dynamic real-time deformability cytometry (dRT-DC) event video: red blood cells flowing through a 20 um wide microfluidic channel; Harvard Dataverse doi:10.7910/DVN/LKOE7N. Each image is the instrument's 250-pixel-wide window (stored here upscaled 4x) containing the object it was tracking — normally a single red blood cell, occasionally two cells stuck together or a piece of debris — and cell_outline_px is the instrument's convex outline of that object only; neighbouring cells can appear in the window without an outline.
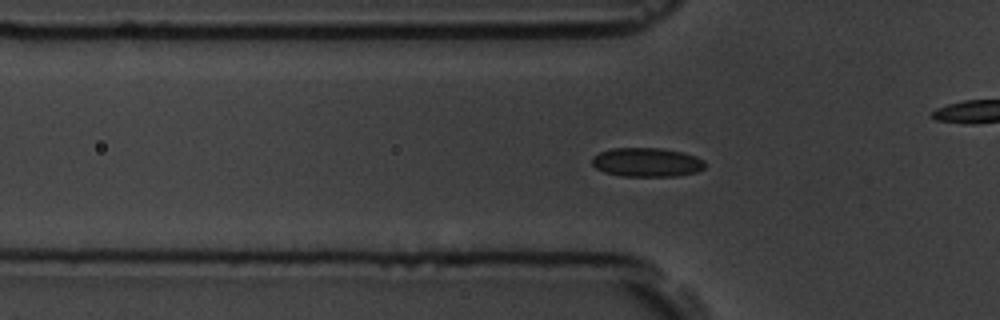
{"species": "common noctule bat (a hibernating species)", "species_latin": "Nyctalus noctula", "temperature_condition": "room temperature", "stored_images_in_passage": 54, "camera_frame_rate_fps": 3000, "um_per_image_px": 0.085, "animal": {"sex": "male", "body_mass_g": 19.5, "forearm_length_mm": 54.6}, "frame": {"image": 1, "passage_image": 14, "time_ms": 4.333, "image_size_px": [1000, 320], "cell_outline_px": [[704, 168], [696, 172], [676, 176], [620, 176], [604, 172], [596, 168], [592, 164], [592, 156], [600, 152], [612, 148], [660, 148], [684, 152], [696, 156], [704, 160]], "centroid_in_image_um": [54.97, 13.79], "position_along_channel_um": 70.8, "area_um2": 19.19}}
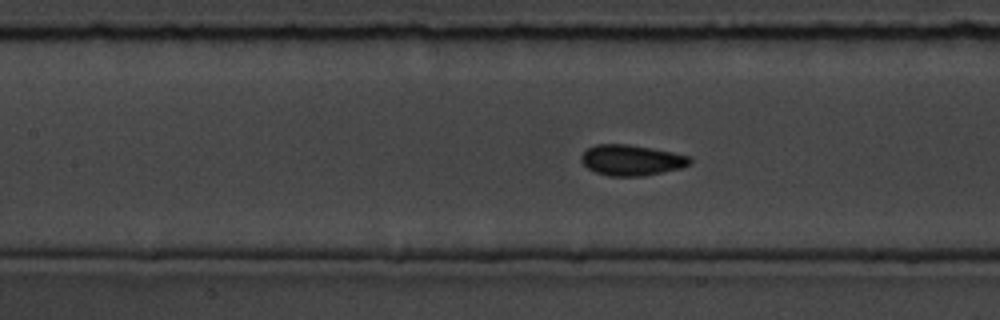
{"frame": {"image": 2, "passage_image": 21, "time_ms": 6.667, "image_size_px": [1000, 320], "cell_outline_px": [[692, 164], [680, 168], [644, 176], [608, 176], [596, 172], [588, 168], [580, 160], [580, 156], [588, 148], [596, 144], [628, 144], [652, 148], [672, 152], [688, 156], [692, 160]], "centroid_in_image_um": [53.67, 13.61], "position_along_channel_um": 153.7, "area_um2": 19.42}}
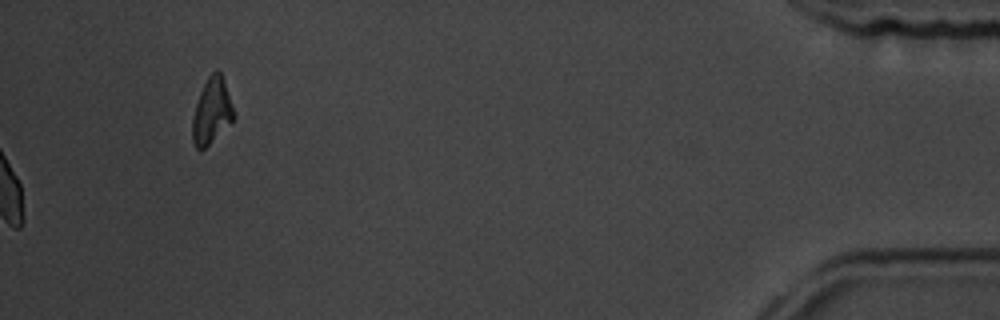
{"frame": {"image": 3, "passage_image": 54, "time_ms": 17.667, "image_size_px": [1000, 320], "cell_outline_px": [[236, 116], [200, 152], [196, 148], [192, 140], [192, 120], [196, 104], [200, 92], [208, 76], [216, 68], [220, 72]], "centroid_in_image_um": [17.97, 9.44], "position_along_channel_um": 417.2, "area_um2": 15.37}, "authors_computed_cell_mechanics": {"area_um2": 18.7561, "velocity_mm_per_s": 3.537, "shape_relaxation_time_tau1_ms": 3.0544, "shape_relaxation_time_tau2_ms": null, "deformation_change_tau1": 0.0816, "deformation_change_tau2": null}}